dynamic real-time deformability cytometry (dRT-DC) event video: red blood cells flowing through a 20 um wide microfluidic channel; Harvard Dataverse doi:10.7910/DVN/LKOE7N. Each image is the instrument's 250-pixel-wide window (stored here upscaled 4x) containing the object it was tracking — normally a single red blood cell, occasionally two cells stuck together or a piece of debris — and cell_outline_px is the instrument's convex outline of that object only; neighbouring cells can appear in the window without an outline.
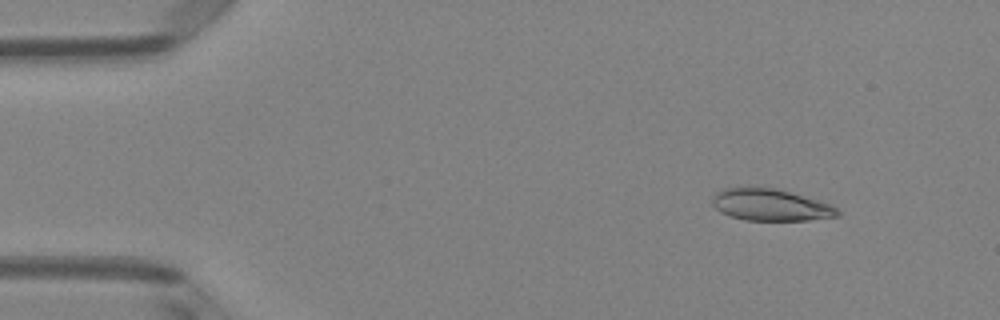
{"species": "Egyptian fruit bat (a non-hibernating species)", "species_latin": "Rousettus aegyptiacus", "temperature_condition": "room temperature", "stored_images_in_passage": 7, "camera_frame_rate_fps": 3000, "um_per_image_px": 0.085, "animal": {"sex": "female"}, "frame": {"image": 1, "passage_image": 2, "time_ms": 0.333, "image_size_px": [1000, 320], "cell_outline_px": [[840, 216], [808, 220], [744, 220], [728, 216], [720, 212], [712, 204], [712, 196], [716, 192], [724, 188], [776, 188], [820, 200], [832, 204], [840, 212]], "centroid_in_image_um": [65.51, 17.42], "position_along_channel_um": 19.5, "area_um2": 23.29}}
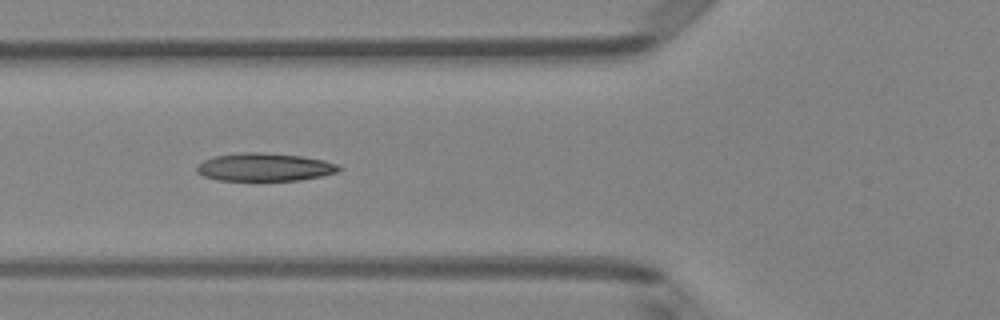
{"frame": {"image": 2, "passage_image": 6, "time_ms": 1.667, "image_size_px": [1000, 320], "cell_outline_px": [[344, 168], [340, 172], [300, 180], [256, 184], [220, 180], [204, 176], [196, 172], [196, 164], [204, 160], [216, 156], [240, 152], [260, 152], [300, 156], [324, 160], [336, 164]], "centroid_in_image_um": [22.47, 14.26], "position_along_channel_um": 103.3, "area_um2": 24.33}}
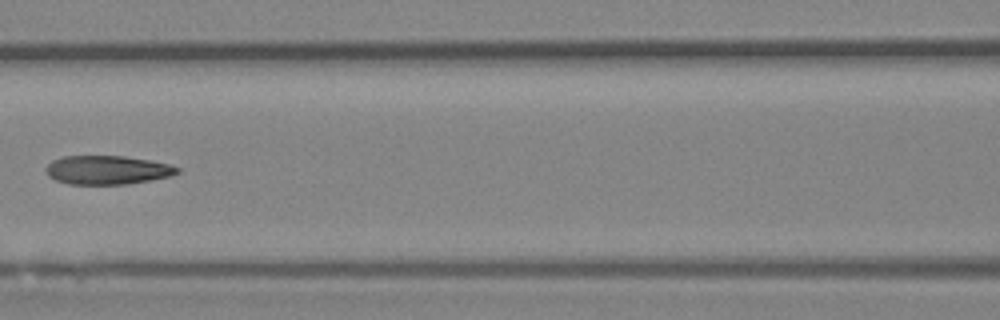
{"frame": {"image": 3, "passage_image": 7, "time_ms": 2.0, "image_size_px": [1000, 320], "cell_outline_px": [[180, 172], [172, 176], [152, 180], [128, 184], [68, 184], [56, 180], [48, 176], [44, 168], [52, 160], [64, 156], [124, 156], [148, 160], [168, 164], [180, 168]], "centroid_in_image_um": [9.12, 14.45], "position_along_channel_um": 157.5, "area_um2": 22.14}}